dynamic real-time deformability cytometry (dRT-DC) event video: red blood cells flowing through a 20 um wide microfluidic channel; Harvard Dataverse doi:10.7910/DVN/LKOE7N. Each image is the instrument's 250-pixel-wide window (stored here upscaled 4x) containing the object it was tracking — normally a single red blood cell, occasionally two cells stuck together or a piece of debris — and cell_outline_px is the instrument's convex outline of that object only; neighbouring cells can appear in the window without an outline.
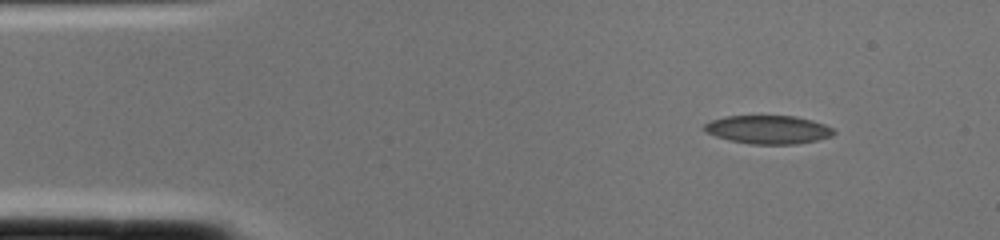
{"species": "common noctule bat (a hibernating species)", "species_latin": "Nyctalus noctula", "temperature_condition": "cold", "stored_images_in_passage": 1, "camera_frame_rate_fps": 3000, "um_per_image_px": 0.085, "animal": {"sex": "female", "body_mass_g": 22.0, "forearm_length_mm": 56.7}, "frame": {"image": 1, "passage_image": 1, "time_ms": 0.0, "image_size_px": [1000, 240], "cell_outline_px": [[836, 132], [832, 136], [816, 140], [796, 144], [752, 144], [728, 140], [704, 132], [700, 128], [704, 124], [712, 120], [724, 116], [796, 116], [812, 120], [824, 124], [832, 128]], "centroid_in_image_um": [65.26, 11.01], "position_along_channel_um": 19.7, "area_um2": 21.56}}